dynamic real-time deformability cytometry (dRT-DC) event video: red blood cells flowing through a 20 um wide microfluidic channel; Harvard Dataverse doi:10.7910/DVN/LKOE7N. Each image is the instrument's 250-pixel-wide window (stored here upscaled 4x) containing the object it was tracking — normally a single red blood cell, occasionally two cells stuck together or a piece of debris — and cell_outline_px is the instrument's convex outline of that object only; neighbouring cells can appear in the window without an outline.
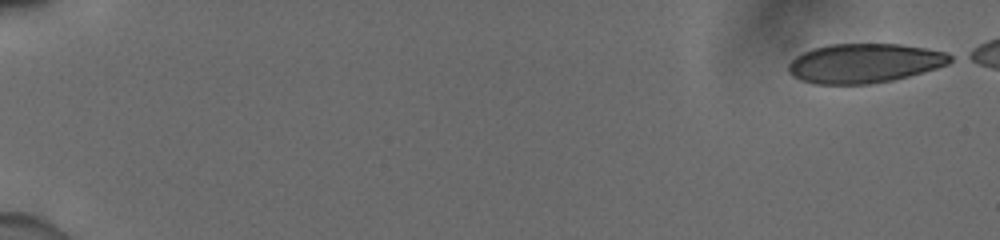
{"species": "human", "species_latin": "Homo sapiens", "temperature_condition": "cold", "stored_images_in_passage": 53, "camera_frame_rate_fps": 3000, "um_per_image_px": 0.085, "donor": {"sex": "male"}, "frame": {"image": 1, "passage_image": 1, "time_ms": 0.0, "image_size_px": [1000, 240], "cell_outline_px": [[956, 60], [948, 64], [936, 68], [908, 76], [892, 80], [868, 84], [816, 84], [792, 76], [788, 72], [788, 64], [796, 56], [812, 48], [828, 44], [900, 44], [948, 52], [956, 56]], "centroid_in_image_um": [73.51, 5.36], "position_along_channel_um": 11.5, "area_um2": 37.22}}
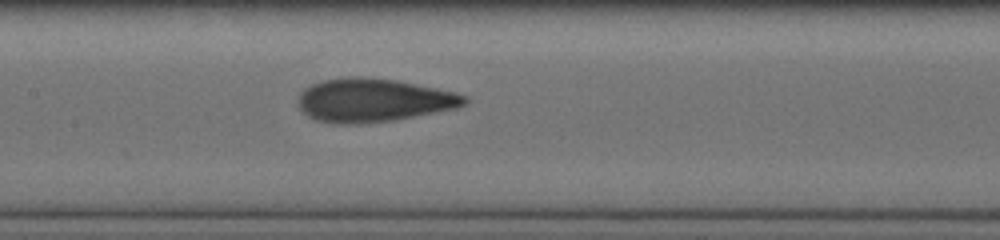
{"frame": {"image": 2, "passage_image": 28, "time_ms": 9.0, "image_size_px": [1000, 240], "cell_outline_px": [[468, 104], [456, 108], [396, 120], [360, 124], [332, 124], [316, 120], [308, 116], [296, 104], [296, 96], [304, 88], [312, 84], [324, 80], [348, 76], [360, 76], [396, 80], [456, 92], [468, 96]], "centroid_in_image_um": [31.71, 8.52], "position_along_channel_um": 175.7, "area_um2": 42.66}}
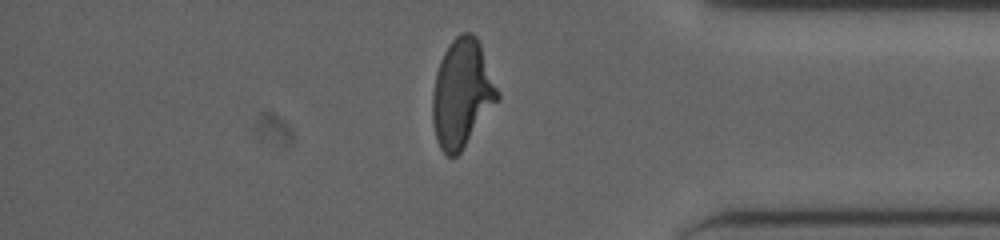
{"frame": {"image": 3, "passage_image": 46, "time_ms": 15.0, "image_size_px": [1000, 240], "cell_outline_px": [[500, 96], [460, 152], [456, 156], [448, 156], [440, 148], [436, 140], [432, 120], [432, 92], [436, 72], [440, 60], [444, 52], [452, 40], [460, 32], [472, 32], [476, 36], [480, 44], [500, 92]], "centroid_in_image_um": [39.24, 7.91], "position_along_channel_um": 396.0, "area_um2": 40.63}}